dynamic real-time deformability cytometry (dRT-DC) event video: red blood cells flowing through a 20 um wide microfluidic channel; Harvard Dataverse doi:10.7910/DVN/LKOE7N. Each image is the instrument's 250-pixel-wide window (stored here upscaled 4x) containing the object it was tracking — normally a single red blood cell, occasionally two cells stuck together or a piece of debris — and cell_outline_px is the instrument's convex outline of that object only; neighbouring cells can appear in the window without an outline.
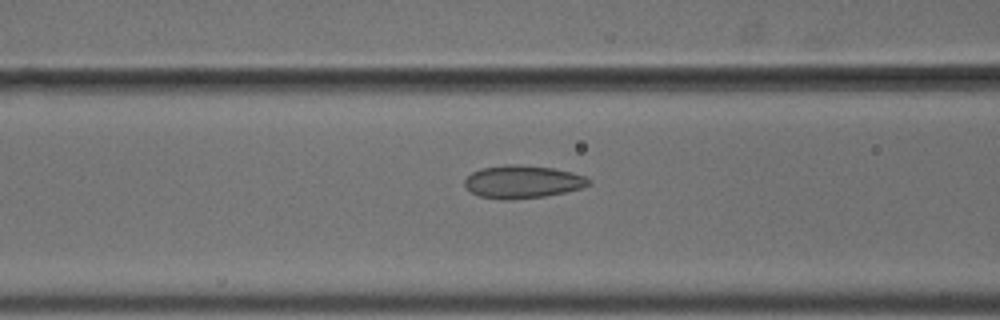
{"species": "common noctule bat (a hibernating species)", "species_latin": "Nyctalus noctula", "temperature_condition": "cold", "stored_images_in_passage": 47, "camera_frame_rate_fps": 3000, "um_per_image_px": 0.085, "animal": {"sex": "male", "body_mass_g": 18.8}, "frame": {"image": 1, "passage_image": 17, "time_ms": 5.333, "image_size_px": [1000, 320], "cell_outline_px": [[592, 184], [580, 188], [564, 192], [544, 196], [512, 200], [500, 200], [480, 196], [472, 192], [464, 184], [464, 180], [472, 172], [480, 168], [504, 164], [520, 164], [552, 168], [572, 172], [584, 176], [592, 180]], "centroid_in_image_um": [44.41, 15.44], "position_along_channel_um": 122.2, "area_um2": 23.87}}
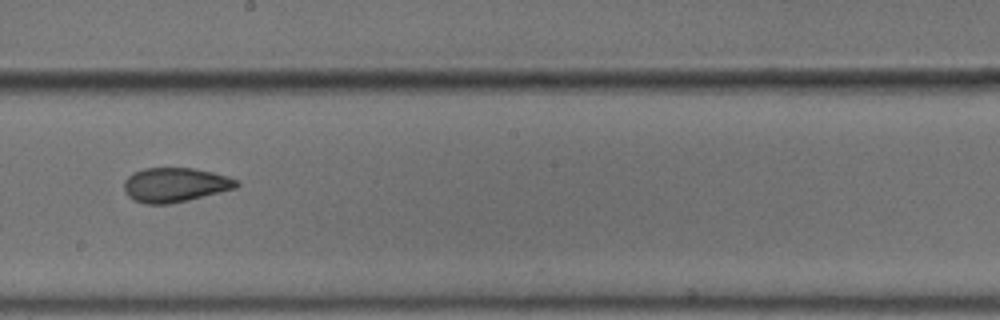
{"frame": {"image": 2, "passage_image": 26, "time_ms": 8.333, "image_size_px": [1000, 320], "cell_outline_px": [[240, 184], [236, 188], [188, 200], [168, 204], [144, 204], [128, 196], [124, 192], [124, 180], [132, 172], [144, 168], [192, 168], [212, 172], [228, 176], [240, 180]], "centroid_in_image_um": [14.88, 15.71], "position_along_channel_um": 233.3, "area_um2": 22.66}}
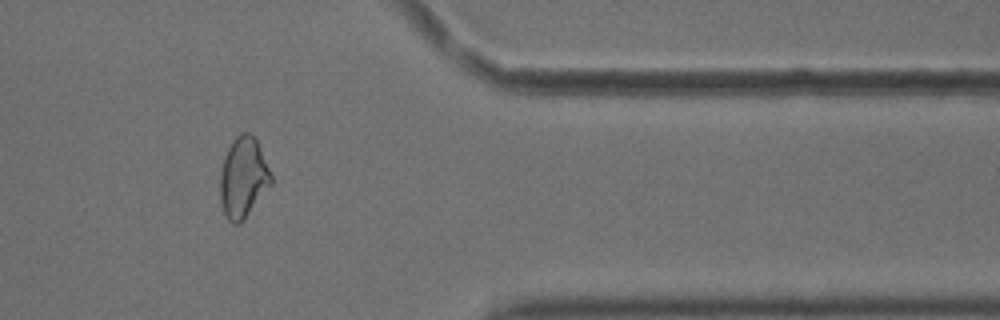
{"frame": {"image": 3, "passage_image": 40, "time_ms": 13.0, "image_size_px": [1000, 320], "cell_outline_px": [[272, 184], [244, 220], [240, 224], [232, 224], [228, 220], [224, 212], [220, 200], [220, 172], [224, 156], [232, 140], [240, 132], [248, 132], [256, 140], [260, 148], [272, 176]], "centroid_in_image_um": [20.66, 15.11], "position_along_channel_um": 390.7, "area_um2": 23.99}}